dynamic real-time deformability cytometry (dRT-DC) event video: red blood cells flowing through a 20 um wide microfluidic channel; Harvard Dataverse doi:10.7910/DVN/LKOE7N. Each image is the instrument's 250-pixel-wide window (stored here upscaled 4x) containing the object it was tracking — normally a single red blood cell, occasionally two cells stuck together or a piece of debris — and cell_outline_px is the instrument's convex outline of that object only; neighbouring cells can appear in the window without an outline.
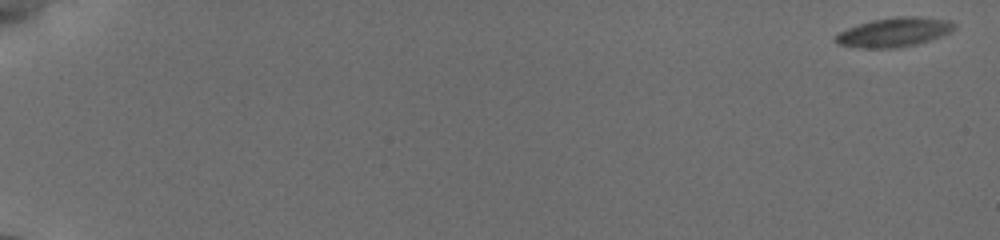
{"species": "common noctule bat (a hibernating species)", "species_latin": "Nyctalus noctula", "temperature_condition": "cold", "stored_images_in_passage": 57, "camera_frame_rate_fps": 3000, "um_per_image_px": 0.085, "animal": {"sex": "female", "body_mass_g": 19.5, "forearm_length_mm": 54.1}, "frame": {"image": 1, "passage_image": 1, "time_ms": 0.0, "image_size_px": [1000, 240], "cell_outline_px": [[956, 28], [940, 36], [916, 44], [900, 48], [860, 48], [836, 44], [832, 40], [840, 32], [848, 28], [872, 20], [896, 16], [920, 16], [952, 20], [956, 24]], "centroid_in_image_um": [76.0, 2.73], "position_along_channel_um": 9.0, "area_um2": 20.35}}
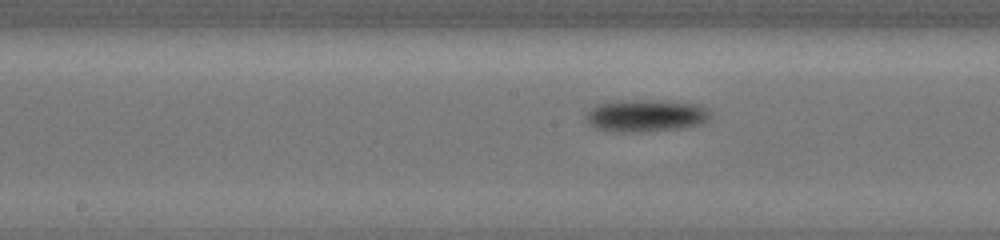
{"frame": {"image": 2, "passage_image": 32, "time_ms": 10.333, "image_size_px": [1000, 240], "cell_outline_px": [[708, 120], [696, 124], [672, 128], [628, 132], [600, 128], [592, 124], [584, 116], [596, 104], [608, 100], [652, 100], [696, 104], [708, 108]], "centroid_in_image_um": [54.84, 9.78], "position_along_channel_um": 193.4, "area_um2": 22.48}}
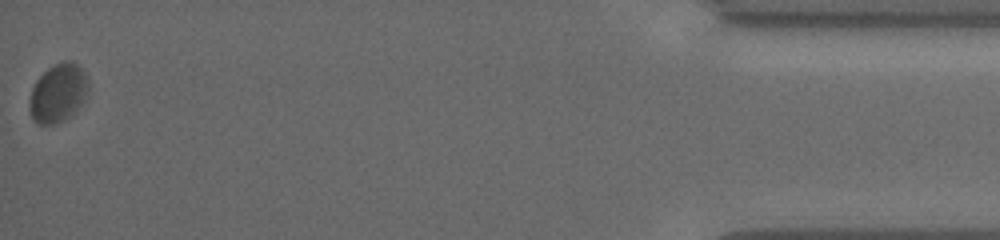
{"frame": {"image": 3, "passage_image": 57, "time_ms": 18.667, "image_size_px": [1000, 240], "cell_outline_px": [[88, 88], [80, 104], [64, 120], [56, 124], [40, 124], [32, 116], [28, 108], [28, 100], [32, 88], [36, 80], [48, 68], [64, 60], [72, 60], [84, 72], [88, 84]], "centroid_in_image_um": [4.89, 7.89], "position_along_channel_um": 430.3, "area_um2": 19.65}, "authors_computed_cell_mechanics": {"area_um2": 20.519, "velocity_mm_per_s": 3.7561, "shape_relaxation_time_tau1_ms": 0.9931, "shape_relaxation_time_tau2_ms": null, "deformation_change_tau1": 0.0755, "deformation_change_tau2": null}}